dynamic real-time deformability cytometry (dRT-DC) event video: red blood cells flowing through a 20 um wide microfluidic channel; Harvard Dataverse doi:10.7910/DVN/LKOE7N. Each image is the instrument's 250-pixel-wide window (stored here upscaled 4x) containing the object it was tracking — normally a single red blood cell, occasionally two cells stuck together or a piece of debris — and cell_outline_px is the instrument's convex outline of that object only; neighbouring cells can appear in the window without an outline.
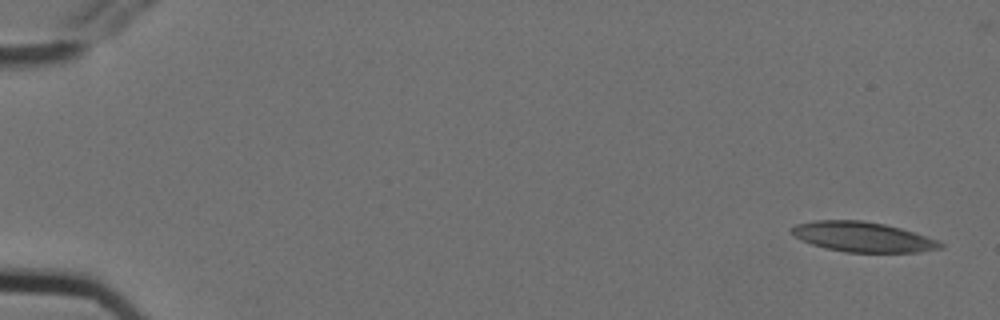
{"species": "Egyptian fruit bat (a non-hibernating species)", "species_latin": "Rousettus aegyptiacus", "temperature_condition": "cold", "stored_images_in_passage": 6, "camera_frame_rate_fps": 3000, "um_per_image_px": 0.085, "animal": {"sex": "female"}, "frame": {"image": 1, "passage_image": 1, "time_ms": 0.0, "image_size_px": [1000, 320], "cell_outline_px": [[944, 248], [920, 252], [844, 252], [812, 244], [800, 240], [788, 232], [788, 228], [796, 224], [812, 220], [860, 220], [884, 224], [900, 228], [936, 240], [944, 244]], "centroid_in_image_um": [73.26, 20.13], "position_along_channel_um": 11.7, "area_um2": 26.01}}
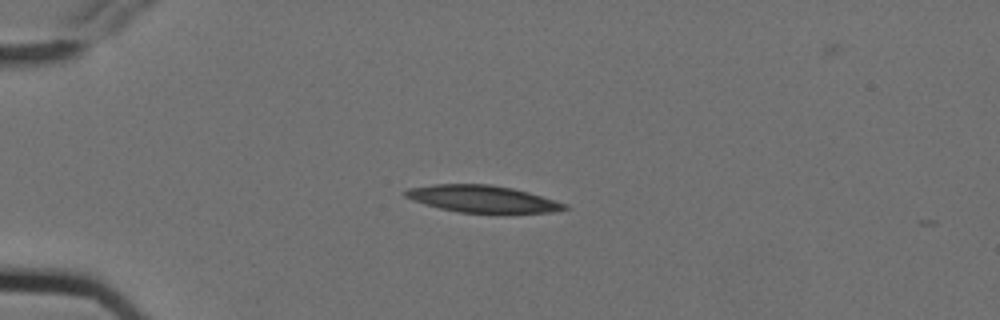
{"frame": {"image": 2, "passage_image": 4, "time_ms": 1.0, "image_size_px": [1000, 320], "cell_outline_px": [[568, 208], [552, 212], [460, 212], [440, 208], [424, 204], [412, 200], [404, 196], [404, 192], [408, 188], [432, 184], [488, 184], [512, 188], [528, 192], [568, 204]], "centroid_in_image_um": [40.96, 16.89], "position_along_channel_um": 44.0, "area_um2": 24.68}}
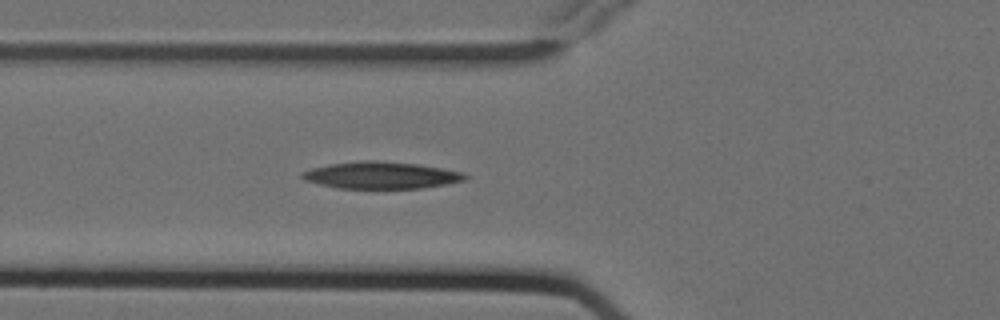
{"frame": {"image": 3, "passage_image": 6, "time_ms": 1.667, "image_size_px": [1000, 320], "cell_outline_px": [[468, 176], [464, 180], [448, 184], [424, 188], [336, 188], [304, 180], [300, 176], [300, 172], [312, 168], [328, 164], [360, 160], [372, 160], [420, 164], [464, 172]], "centroid_in_image_um": [32.39, 14.89], "position_along_channel_um": 93.4, "area_um2": 25.78}}